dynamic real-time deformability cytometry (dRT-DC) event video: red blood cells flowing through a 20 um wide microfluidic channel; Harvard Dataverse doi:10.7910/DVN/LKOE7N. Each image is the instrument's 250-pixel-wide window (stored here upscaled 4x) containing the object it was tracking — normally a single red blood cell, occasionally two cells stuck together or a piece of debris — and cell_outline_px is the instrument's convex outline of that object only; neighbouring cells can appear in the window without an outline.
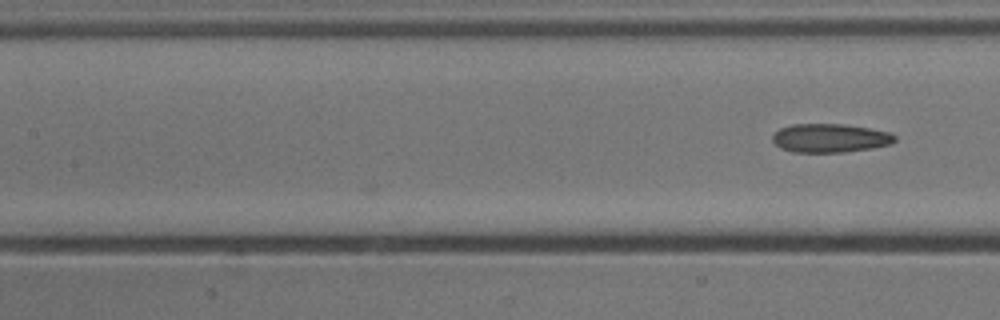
{"species": "common noctule bat (a hibernating species)", "species_latin": "Nyctalus noctula", "temperature_condition": "cold", "stored_images_in_passage": 21, "camera_frame_rate_fps": 3000, "um_per_image_px": 0.085, "animal": {"sex": "male", "body_mass_g": 13.3}, "frame": {"image": 1, "passage_image": 21, "time_ms": 6.667, "image_size_px": [1000, 320], "cell_outline_px": [[896, 140], [892, 144], [872, 148], [844, 152], [792, 152], [780, 148], [772, 140], [772, 136], [780, 128], [792, 124], [844, 124], [868, 128], [888, 132], [896, 136]], "centroid_in_image_um": [70.55, 11.74], "position_along_channel_um": 136.8, "area_um2": 20.46}}